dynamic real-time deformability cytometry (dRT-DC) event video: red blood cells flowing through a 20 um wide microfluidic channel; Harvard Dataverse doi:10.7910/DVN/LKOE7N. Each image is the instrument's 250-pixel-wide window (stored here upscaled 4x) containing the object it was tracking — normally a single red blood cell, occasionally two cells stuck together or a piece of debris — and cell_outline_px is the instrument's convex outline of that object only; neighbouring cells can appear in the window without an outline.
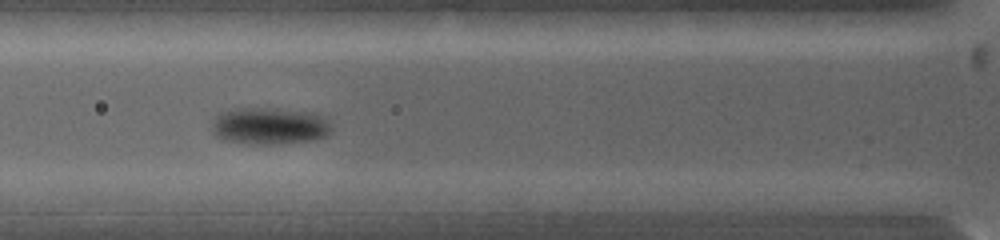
{"species": "common noctule bat (a hibernating species)", "species_latin": "Nyctalus noctula", "temperature_condition": "warm", "stored_images_in_passage": 9, "camera_frame_rate_fps": 5000, "um_per_image_px": 0.085, "animal": {"sex": "female", "body_mass_g": 19.0, "forearm_length_mm": 53.3}, "frame": {"image": 1, "passage_image": 4, "time_ms": 3.4, "image_size_px": [1000, 240], "cell_outline_px": [[328, 136], [312, 140], [280, 144], [248, 144], [228, 140], [216, 136], [212, 132], [212, 120], [220, 112], [236, 108], [276, 108], [312, 112], [324, 116], [328, 120]], "centroid_in_image_um": [22.89, 10.7], "position_along_channel_um": 102.9, "area_um2": 25.89}}
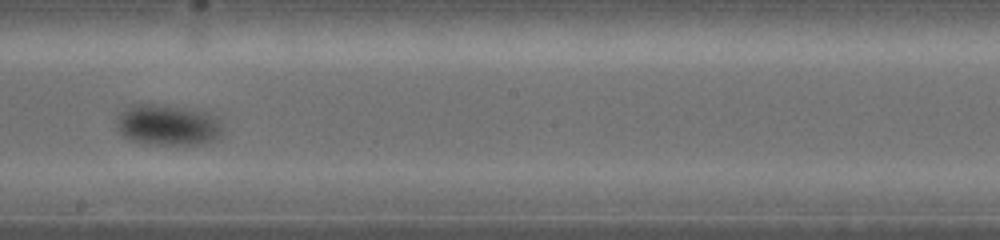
{"frame": {"image": 2, "passage_image": 7, "time_ms": 6.8, "image_size_px": [1000, 240], "cell_outline_px": [[220, 136], [204, 144], [144, 144], [132, 140], [124, 136], [116, 128], [116, 116], [120, 112], [132, 104], [156, 104], [184, 108], [208, 112], [216, 116], [220, 120]], "centroid_in_image_um": [14.22, 10.62], "position_along_channel_um": 234.0, "area_um2": 25.32}}
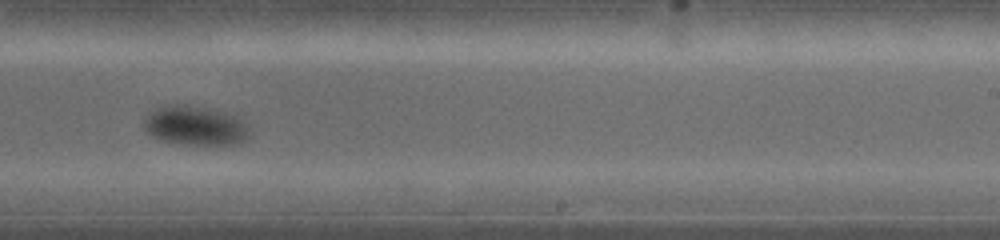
{"frame": {"image": 3, "passage_image": 8, "time_ms": 7.8, "image_size_px": [1000, 240], "cell_outline_px": [[248, 136], [240, 144], [184, 144], [164, 140], [152, 136], [144, 128], [144, 116], [148, 112], [156, 108], [168, 104], [188, 104], [228, 112], [244, 120], [248, 128]], "centroid_in_image_um": [16.59, 10.65], "position_along_channel_um": 272.4, "area_um2": 24.39}}